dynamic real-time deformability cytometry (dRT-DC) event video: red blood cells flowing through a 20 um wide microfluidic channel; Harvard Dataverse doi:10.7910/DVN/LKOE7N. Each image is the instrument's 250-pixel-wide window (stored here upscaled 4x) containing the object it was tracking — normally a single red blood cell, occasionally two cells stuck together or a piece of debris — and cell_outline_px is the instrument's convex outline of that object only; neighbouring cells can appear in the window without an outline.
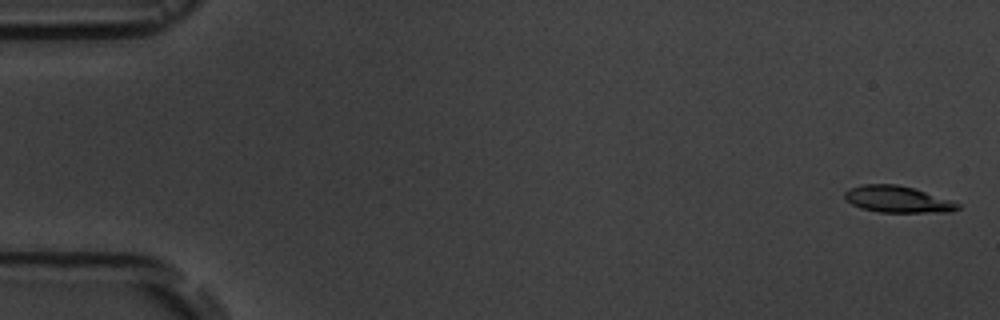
{"species": "common noctule bat (a hibernating species)", "species_latin": "Nyctalus noctula", "temperature_condition": "room temperature", "stored_images_in_passage": 5, "camera_frame_rate_fps": 3000, "um_per_image_px": 0.085, "animal": {"sex": "male", "body_mass_g": 19.5, "forearm_length_mm": 54.6}, "frame": {"image": 1, "passage_image": 1, "time_ms": 0.0, "image_size_px": [1000, 320], "cell_outline_px": [[960, 208], [952, 212], [880, 212], [860, 208], [852, 204], [844, 196], [844, 192], [848, 188], [860, 184], [896, 184], [912, 188], [960, 204]], "centroid_in_image_um": [76.23, 16.94], "position_along_channel_um": 8.8, "area_um2": 17.28}}
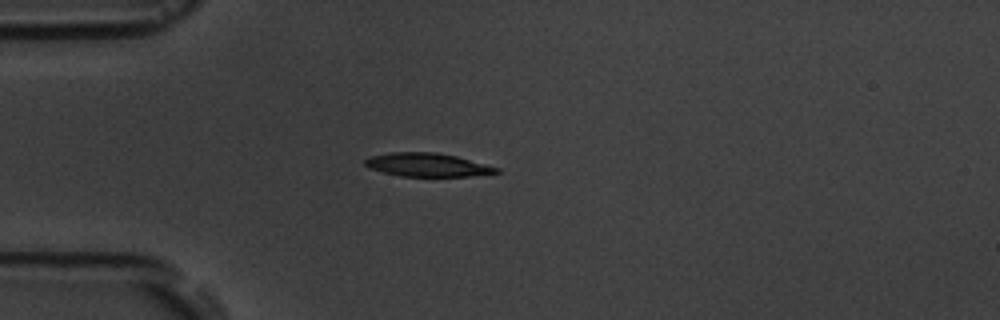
{"frame": {"image": 2, "passage_image": 5, "time_ms": 4.667, "image_size_px": [1000, 320], "cell_outline_px": [[500, 172], [468, 176], [400, 176], [368, 168], [364, 164], [364, 160], [372, 156], [392, 152], [436, 152], [456, 156], [500, 168]], "centroid_in_image_um": [36.31, 14.01], "position_along_channel_um": 48.7, "area_um2": 17.8}}